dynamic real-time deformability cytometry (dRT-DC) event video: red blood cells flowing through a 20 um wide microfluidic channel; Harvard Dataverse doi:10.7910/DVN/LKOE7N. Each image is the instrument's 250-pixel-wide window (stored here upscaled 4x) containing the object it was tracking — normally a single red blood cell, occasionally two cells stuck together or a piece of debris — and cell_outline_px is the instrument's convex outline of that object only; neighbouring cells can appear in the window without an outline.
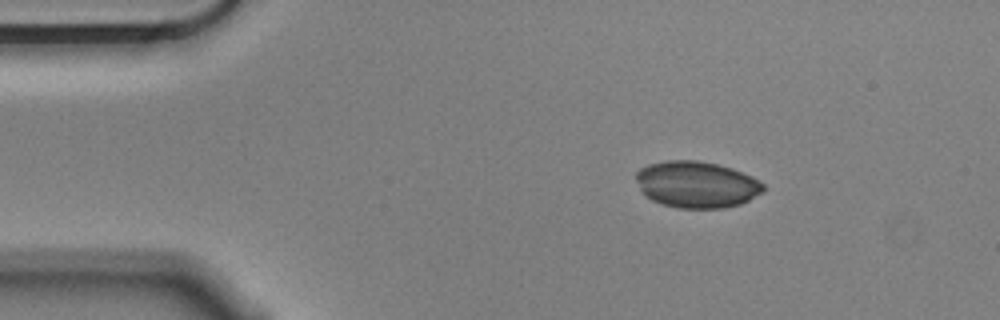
{"species": "Egyptian fruit bat (a non-hibernating species)", "species_latin": "Rousettus aegyptiacus", "temperature_condition": "cold", "stored_images_in_passage": 48, "camera_frame_rate_fps": 3000, "um_per_image_px": 0.085, "animal": {"sex": "male"}, "frame": {"image": 1, "passage_image": 1, "time_ms": 0.0, "image_size_px": [1000, 320], "cell_outline_px": [[764, 192], [740, 204], [724, 208], [676, 208], [652, 200], [644, 196], [636, 180], [636, 172], [640, 168], [648, 164], [668, 160], [696, 160], [716, 164], [732, 168], [752, 176], [764, 184]], "centroid_in_image_um": [59.21, 15.68], "position_along_channel_um": 25.8, "area_um2": 34.62}}
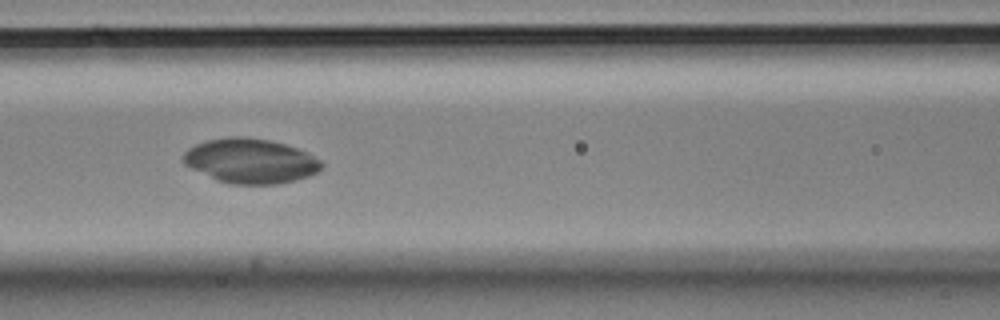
{"frame": {"image": 2, "passage_image": 16, "time_ms": 5.0, "image_size_px": [1000, 320], "cell_outline_px": [[324, 164], [316, 172], [308, 176], [296, 180], [276, 184], [228, 184], [216, 180], [184, 164], [184, 152], [188, 148], [196, 144], [208, 140], [228, 136], [244, 136], [268, 140], [284, 144], [308, 152], [320, 160]], "centroid_in_image_um": [21.29, 13.68], "position_along_channel_um": 145.3, "area_um2": 35.89}}
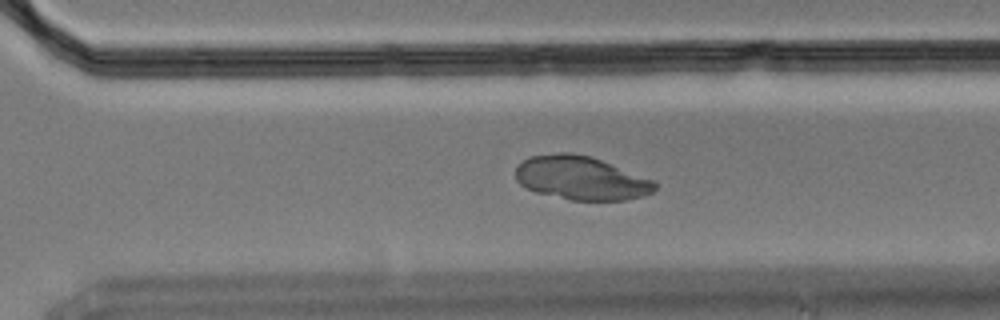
{"frame": {"image": 3, "passage_image": 31, "time_ms": 10.0, "image_size_px": [1000, 320], "cell_outline_px": [[656, 188], [652, 192], [644, 196], [624, 200], [572, 200], [536, 192], [520, 184], [516, 180], [516, 168], [520, 160], [528, 156], [560, 152], [572, 152], [592, 156], [656, 180]], "centroid_in_image_um": [49.4, 15.11], "position_along_channel_um": 321.2, "area_um2": 35.84}}